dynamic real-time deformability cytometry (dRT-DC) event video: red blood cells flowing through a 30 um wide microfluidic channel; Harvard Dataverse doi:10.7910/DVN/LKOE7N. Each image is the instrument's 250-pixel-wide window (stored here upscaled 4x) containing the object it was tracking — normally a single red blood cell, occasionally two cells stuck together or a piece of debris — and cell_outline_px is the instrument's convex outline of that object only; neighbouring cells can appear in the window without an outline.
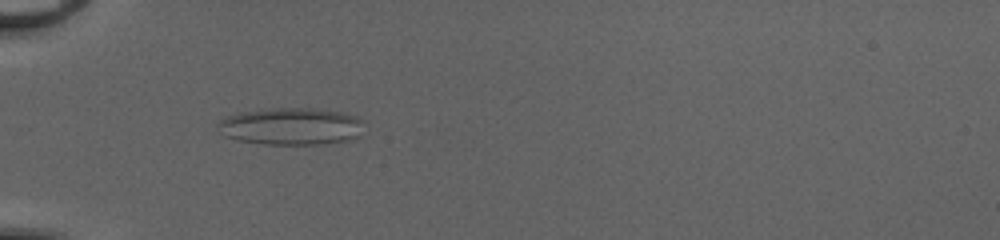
{"species": "common noctule bat (a hibernating species)", "species_latin": "Nyctalus noctula", "temperature_condition": "cold", "stored_images_in_passage": 38, "camera_frame_rate_fps": 3000, "um_per_image_px": 0.085, "animal": {"sex": "female", "body_mass_g": 20.0, "forearm_length_mm": 54.0}, "frame": {"image": 1, "passage_image": 4, "time_ms": 1.0, "image_size_px": [1000, 240], "cell_outline_px": [[360, 136], [352, 140], [324, 144], [264, 144], [236, 140], [224, 136], [220, 132], [216, 124], [224, 116], [240, 112], [276, 108], [312, 108], [344, 112], [356, 116], [360, 120]], "centroid_in_image_um": [24.71, 10.74], "position_along_channel_um": 60.3, "area_um2": 31.85}}
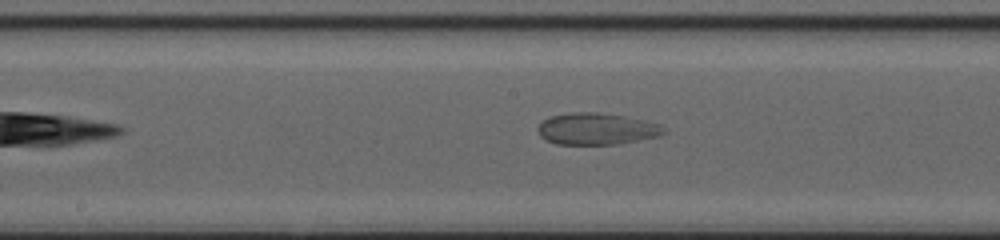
{"frame": {"image": 2, "passage_image": 15, "time_ms": 4.667, "image_size_px": [1000, 240], "cell_outline_px": [[668, 132], [660, 136], [620, 144], [556, 144], [544, 140], [540, 136], [536, 128], [548, 116], [568, 112], [596, 112], [624, 116], [644, 120], [660, 124]], "centroid_in_image_um": [50.71, 10.95], "position_along_channel_um": 197.5, "area_um2": 23.58}}
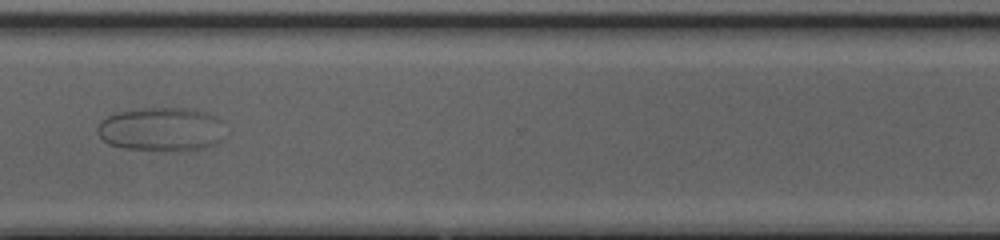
{"frame": {"image": 3, "passage_image": 27, "time_ms": 8.667, "image_size_px": [1000, 240], "cell_outline_px": [[220, 140], [216, 144], [204, 148], [164, 152], [120, 148], [108, 144], [96, 132], [96, 128], [100, 120], [116, 112], [140, 108], [192, 108], [216, 116], [220, 120]], "centroid_in_image_um": [13.63, 11.0], "position_along_channel_um": 357.0, "area_um2": 32.95}}